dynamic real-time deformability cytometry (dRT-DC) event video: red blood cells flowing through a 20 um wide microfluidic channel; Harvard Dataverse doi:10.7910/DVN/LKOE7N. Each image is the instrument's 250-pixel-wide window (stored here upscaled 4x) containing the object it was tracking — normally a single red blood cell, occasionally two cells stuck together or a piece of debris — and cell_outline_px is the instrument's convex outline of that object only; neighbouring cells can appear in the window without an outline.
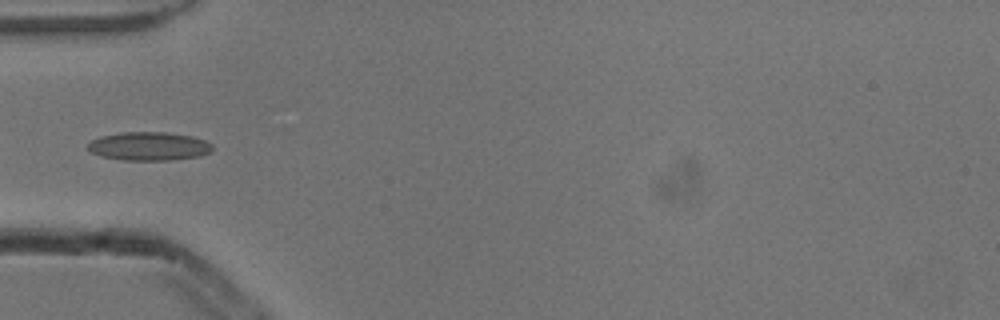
{"species": "common noctule bat (a hibernating species)", "species_latin": "Nyctalus noctula", "temperature_condition": "cold", "stored_images_in_passage": 6, "camera_frame_rate_fps": 3000, "um_per_image_px": 0.085, "animal": {"sex": "male", "body_mass_g": 13.3}, "frame": {"image": 1, "passage_image": 4, "time_ms": 1.0, "image_size_px": [1000, 320], "cell_outline_px": [[212, 152], [200, 156], [168, 160], [124, 160], [100, 156], [92, 152], [88, 148], [88, 144], [92, 140], [100, 136], [120, 132], [164, 132], [192, 136], [204, 140], [212, 144]], "centroid_in_image_um": [12.67, 12.43], "position_along_channel_um": 72.3, "area_um2": 20.69}}
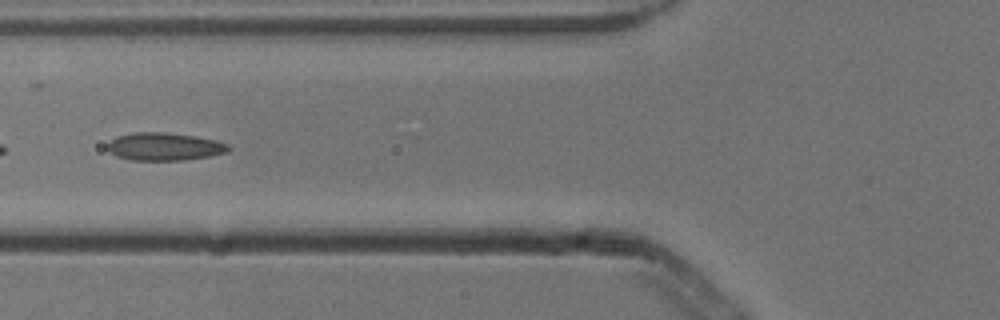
{"frame": {"image": 2, "passage_image": 5, "time_ms": 1.333, "image_size_px": [1000, 320], "cell_outline_px": [[232, 148], [228, 152], [208, 156], [184, 160], [132, 160], [116, 156], [108, 152], [108, 144], [116, 136], [132, 132], [164, 132], [196, 136], [216, 140], [228, 144]], "centroid_in_image_um": [13.98, 12.45], "position_along_channel_um": 111.8, "area_um2": 19.71}}
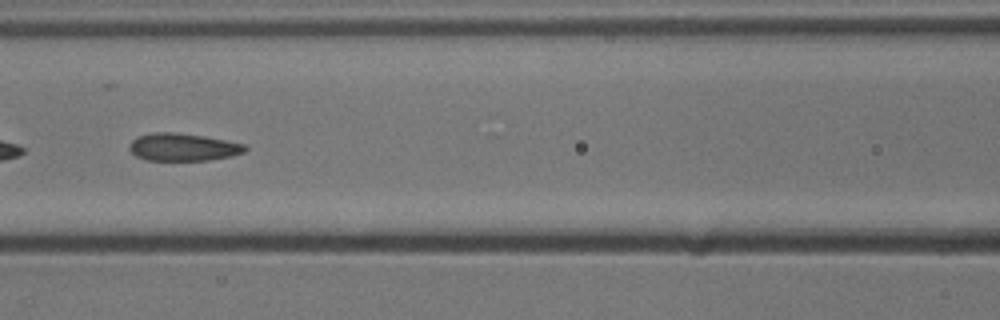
{"frame": {"image": 3, "passage_image": 6, "time_ms": 1.667, "image_size_px": [1000, 320], "cell_outline_px": [[248, 148], [244, 152], [232, 156], [208, 160], [148, 160], [136, 156], [128, 148], [132, 140], [140, 136], [156, 132], [176, 132], [204, 136], [244, 144]], "centroid_in_image_um": [15.57, 12.5], "position_along_channel_um": 151.0, "area_um2": 18.44}}